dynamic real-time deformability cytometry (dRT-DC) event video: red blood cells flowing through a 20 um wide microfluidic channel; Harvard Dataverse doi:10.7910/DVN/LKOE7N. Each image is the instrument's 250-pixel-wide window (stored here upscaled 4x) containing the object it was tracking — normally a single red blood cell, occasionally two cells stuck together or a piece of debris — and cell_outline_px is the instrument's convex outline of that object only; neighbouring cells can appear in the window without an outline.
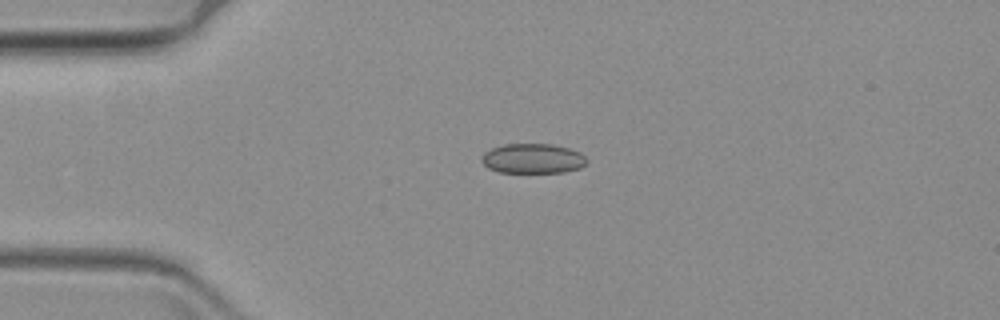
{"species": "common noctule bat (a hibernating species)", "species_latin": "Nyctalus noctula", "temperature_condition": "warm", "stored_images_in_passage": 62, "camera_frame_rate_fps": 3000, "um_per_image_px": 0.085, "animal": {"sex": "female", "body_mass_g": 19.3, "forearm_length_mm": 54.1}, "frame": {"image": 1, "passage_image": 15, "time_ms": 4.667, "image_size_px": [1000, 320], "cell_outline_px": [[588, 164], [580, 168], [564, 172], [496, 172], [488, 168], [480, 160], [480, 156], [484, 152], [492, 148], [504, 144], [552, 144], [568, 148], [580, 152], [588, 160]], "centroid_in_image_um": [45.28, 13.48], "position_along_channel_um": 39.7, "area_um2": 18.44}}
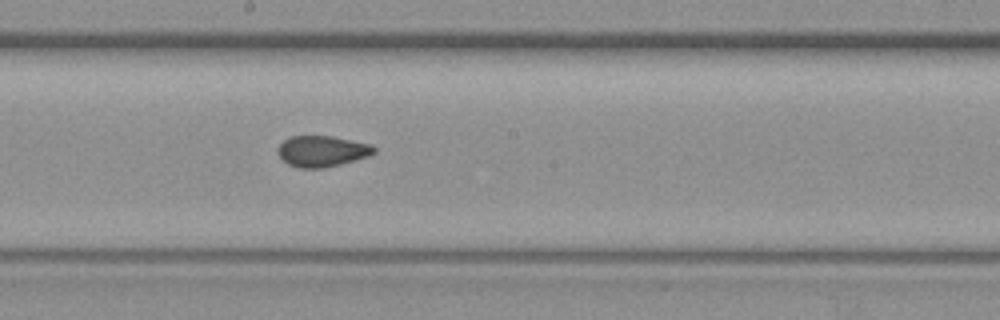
{"frame": {"image": 2, "passage_image": 34, "time_ms": 11.0, "image_size_px": [1000, 320], "cell_outline_px": [[376, 152], [368, 156], [340, 164], [324, 168], [296, 168], [288, 164], [276, 152], [276, 148], [284, 140], [292, 136], [332, 136], [372, 144], [376, 148]], "centroid_in_image_um": [27.37, 12.85], "position_along_channel_um": 220.8, "area_um2": 17.46}}
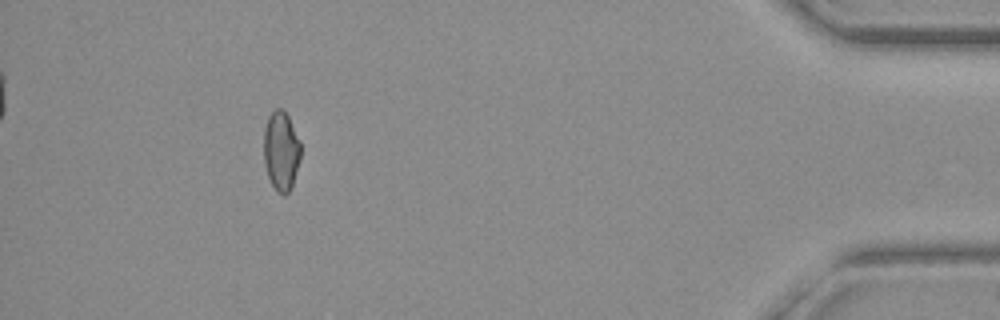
{"frame": {"image": 3, "passage_image": 57, "time_ms": 18.667, "image_size_px": [1000, 320], "cell_outline_px": [[300, 160], [292, 184], [288, 192], [284, 196], [276, 192], [268, 176], [264, 164], [264, 128], [268, 116], [276, 108], [280, 108], [288, 116], [300, 140]], "centroid_in_image_um": [23.89, 12.83], "position_along_channel_um": 411.3, "area_um2": 17.05}}